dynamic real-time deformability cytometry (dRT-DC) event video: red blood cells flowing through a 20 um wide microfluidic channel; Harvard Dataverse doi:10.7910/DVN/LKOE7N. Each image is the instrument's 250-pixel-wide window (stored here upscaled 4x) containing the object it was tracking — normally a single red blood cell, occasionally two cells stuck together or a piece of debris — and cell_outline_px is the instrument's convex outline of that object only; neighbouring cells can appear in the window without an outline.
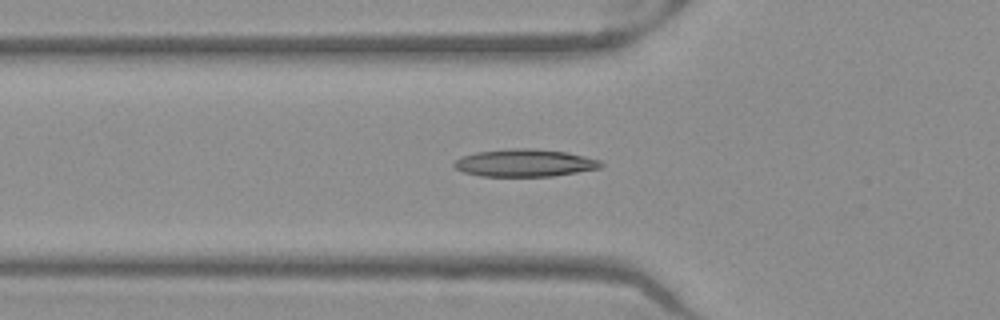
{"species": "Egyptian fruit bat (a non-hibernating species)", "species_latin": "Rousettus aegyptiacus", "temperature_condition": "warm", "stored_images_in_passage": 47, "camera_frame_rate_fps": 3000, "um_per_image_px": 0.085, "frame": {"image": 1, "passage_image": 14, "time_ms": 4.333, "image_size_px": [1000, 320], "cell_outline_px": [[604, 164], [600, 168], [552, 176], [480, 176], [464, 172], [456, 168], [452, 164], [460, 156], [476, 152], [512, 148], [532, 148], [568, 152], [600, 160]], "centroid_in_image_um": [44.59, 13.84], "position_along_channel_um": 81.2, "area_um2": 23.52}}
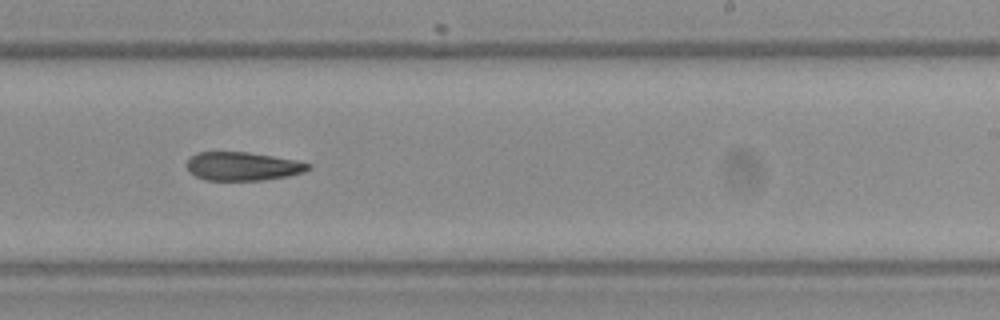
{"frame": {"image": 2, "passage_image": 28, "time_ms": 9.0, "image_size_px": [1000, 320], "cell_outline_px": [[312, 168], [304, 172], [288, 176], [264, 180], [204, 180], [188, 172], [188, 160], [196, 152], [248, 152], [296, 160], [312, 164]], "centroid_in_image_um": [20.66, 14.14], "position_along_channel_um": 268.3, "area_um2": 20.23}}
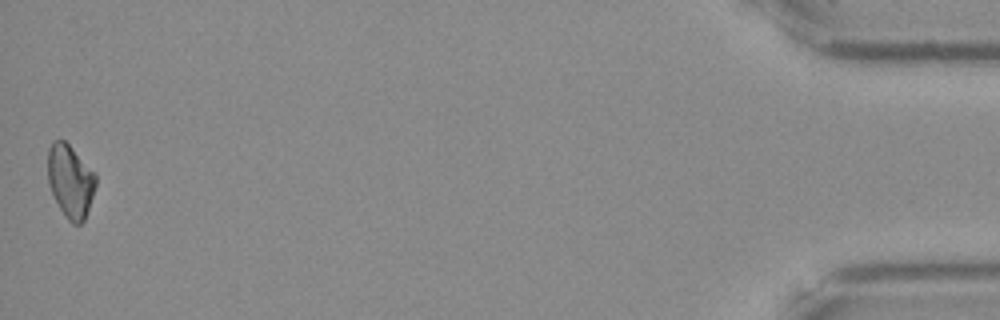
{"frame": {"image": 3, "passage_image": 47, "time_ms": 15.333, "image_size_px": [1000, 320], "cell_outline_px": [[96, 184], [84, 220], [80, 224], [72, 224], [68, 220], [60, 208], [48, 184], [48, 148], [52, 140], [64, 140], [96, 172]], "centroid_in_image_um": [5.98, 15.36], "position_along_channel_um": 429.2, "area_um2": 20.29}, "authors_computed_cell_mechanics": {"area_um2": 21.097, "velocity_mm_per_s": 3.9979, "shape_relaxation_time_tau1_ms": null, "shape_relaxation_time_tau2_ms": 3.6655, "deformation_change_tau1": null, "deformation_change_tau2": 0.1198}}